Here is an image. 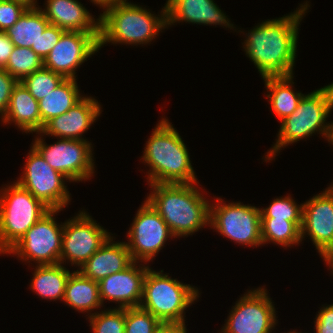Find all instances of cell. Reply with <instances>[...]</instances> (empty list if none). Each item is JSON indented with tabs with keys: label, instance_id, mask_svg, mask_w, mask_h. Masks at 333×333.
Returning a JSON list of instances; mask_svg holds the SVG:
<instances>
[{
	"label": "cell",
	"instance_id": "cell-1",
	"mask_svg": "<svg viewBox=\"0 0 333 333\" xmlns=\"http://www.w3.org/2000/svg\"><path fill=\"white\" fill-rule=\"evenodd\" d=\"M303 4L293 13L262 21L248 32L243 48L262 78L293 75L298 27L309 7L307 2Z\"/></svg>",
	"mask_w": 333,
	"mask_h": 333
},
{
	"label": "cell",
	"instance_id": "cell-2",
	"mask_svg": "<svg viewBox=\"0 0 333 333\" xmlns=\"http://www.w3.org/2000/svg\"><path fill=\"white\" fill-rule=\"evenodd\" d=\"M195 184L198 183L149 184L153 191L146 201L167 223L174 238L192 235L205 225L209 226L210 203Z\"/></svg>",
	"mask_w": 333,
	"mask_h": 333
},
{
	"label": "cell",
	"instance_id": "cell-3",
	"mask_svg": "<svg viewBox=\"0 0 333 333\" xmlns=\"http://www.w3.org/2000/svg\"><path fill=\"white\" fill-rule=\"evenodd\" d=\"M146 142L142 160L151 168L148 183H198L188 149L168 119L162 118Z\"/></svg>",
	"mask_w": 333,
	"mask_h": 333
},
{
	"label": "cell",
	"instance_id": "cell-4",
	"mask_svg": "<svg viewBox=\"0 0 333 333\" xmlns=\"http://www.w3.org/2000/svg\"><path fill=\"white\" fill-rule=\"evenodd\" d=\"M160 13L156 17L142 6L127 0L116 2L100 14L99 48L108 42L130 45L151 42L167 27L166 5Z\"/></svg>",
	"mask_w": 333,
	"mask_h": 333
},
{
	"label": "cell",
	"instance_id": "cell-5",
	"mask_svg": "<svg viewBox=\"0 0 333 333\" xmlns=\"http://www.w3.org/2000/svg\"><path fill=\"white\" fill-rule=\"evenodd\" d=\"M333 109V83L304 94L296 110L281 121L276 143L267 152L265 161L272 160L281 148L319 132L333 145V122L326 118ZM326 122V123H325Z\"/></svg>",
	"mask_w": 333,
	"mask_h": 333
},
{
	"label": "cell",
	"instance_id": "cell-6",
	"mask_svg": "<svg viewBox=\"0 0 333 333\" xmlns=\"http://www.w3.org/2000/svg\"><path fill=\"white\" fill-rule=\"evenodd\" d=\"M162 273L163 270L156 272L148 268L139 307L162 324L185 326V310L197 300L199 291Z\"/></svg>",
	"mask_w": 333,
	"mask_h": 333
},
{
	"label": "cell",
	"instance_id": "cell-7",
	"mask_svg": "<svg viewBox=\"0 0 333 333\" xmlns=\"http://www.w3.org/2000/svg\"><path fill=\"white\" fill-rule=\"evenodd\" d=\"M51 209L16 182L0 192V254L7 252Z\"/></svg>",
	"mask_w": 333,
	"mask_h": 333
},
{
	"label": "cell",
	"instance_id": "cell-8",
	"mask_svg": "<svg viewBox=\"0 0 333 333\" xmlns=\"http://www.w3.org/2000/svg\"><path fill=\"white\" fill-rule=\"evenodd\" d=\"M210 204L209 226L222 236L242 245H262L261 208L241 202L224 203L222 198Z\"/></svg>",
	"mask_w": 333,
	"mask_h": 333
},
{
	"label": "cell",
	"instance_id": "cell-9",
	"mask_svg": "<svg viewBox=\"0 0 333 333\" xmlns=\"http://www.w3.org/2000/svg\"><path fill=\"white\" fill-rule=\"evenodd\" d=\"M61 210H50L7 252L18 255L23 261H36L37 265L60 263L63 226L57 225L55 214Z\"/></svg>",
	"mask_w": 333,
	"mask_h": 333
},
{
	"label": "cell",
	"instance_id": "cell-10",
	"mask_svg": "<svg viewBox=\"0 0 333 333\" xmlns=\"http://www.w3.org/2000/svg\"><path fill=\"white\" fill-rule=\"evenodd\" d=\"M28 154L23 175L16 183L51 210H63L70 201L69 191L64 185L69 179L50 167L33 146Z\"/></svg>",
	"mask_w": 333,
	"mask_h": 333
},
{
	"label": "cell",
	"instance_id": "cell-11",
	"mask_svg": "<svg viewBox=\"0 0 333 333\" xmlns=\"http://www.w3.org/2000/svg\"><path fill=\"white\" fill-rule=\"evenodd\" d=\"M91 142L86 140L60 139L47 145L42 137H36L32 146L54 170L69 181L88 180L94 174Z\"/></svg>",
	"mask_w": 333,
	"mask_h": 333
},
{
	"label": "cell",
	"instance_id": "cell-12",
	"mask_svg": "<svg viewBox=\"0 0 333 333\" xmlns=\"http://www.w3.org/2000/svg\"><path fill=\"white\" fill-rule=\"evenodd\" d=\"M229 313L221 333H270L277 319L267 289L248 290Z\"/></svg>",
	"mask_w": 333,
	"mask_h": 333
},
{
	"label": "cell",
	"instance_id": "cell-13",
	"mask_svg": "<svg viewBox=\"0 0 333 333\" xmlns=\"http://www.w3.org/2000/svg\"><path fill=\"white\" fill-rule=\"evenodd\" d=\"M127 248L133 261L149 262L163 248L167 238H173L167 223L145 200L138 209L127 233Z\"/></svg>",
	"mask_w": 333,
	"mask_h": 333
},
{
	"label": "cell",
	"instance_id": "cell-14",
	"mask_svg": "<svg viewBox=\"0 0 333 333\" xmlns=\"http://www.w3.org/2000/svg\"><path fill=\"white\" fill-rule=\"evenodd\" d=\"M110 233L85 211L68 219L63 226L60 263L66 260L80 268L107 240ZM65 260V261H64Z\"/></svg>",
	"mask_w": 333,
	"mask_h": 333
},
{
	"label": "cell",
	"instance_id": "cell-15",
	"mask_svg": "<svg viewBox=\"0 0 333 333\" xmlns=\"http://www.w3.org/2000/svg\"><path fill=\"white\" fill-rule=\"evenodd\" d=\"M99 38L100 33L65 31L44 58L43 67L76 79V69L100 49Z\"/></svg>",
	"mask_w": 333,
	"mask_h": 333
},
{
	"label": "cell",
	"instance_id": "cell-16",
	"mask_svg": "<svg viewBox=\"0 0 333 333\" xmlns=\"http://www.w3.org/2000/svg\"><path fill=\"white\" fill-rule=\"evenodd\" d=\"M302 204L301 239L309 235L321 255L333 244V193L326 188Z\"/></svg>",
	"mask_w": 333,
	"mask_h": 333
},
{
	"label": "cell",
	"instance_id": "cell-17",
	"mask_svg": "<svg viewBox=\"0 0 333 333\" xmlns=\"http://www.w3.org/2000/svg\"><path fill=\"white\" fill-rule=\"evenodd\" d=\"M134 261L121 272L113 273L98 282L100 299L118 302L119 308L139 307L149 266Z\"/></svg>",
	"mask_w": 333,
	"mask_h": 333
},
{
	"label": "cell",
	"instance_id": "cell-18",
	"mask_svg": "<svg viewBox=\"0 0 333 333\" xmlns=\"http://www.w3.org/2000/svg\"><path fill=\"white\" fill-rule=\"evenodd\" d=\"M101 111L95 98L85 96L66 113L48 121L38 134L59 139L85 140L81 136L96 121Z\"/></svg>",
	"mask_w": 333,
	"mask_h": 333
},
{
	"label": "cell",
	"instance_id": "cell-19",
	"mask_svg": "<svg viewBox=\"0 0 333 333\" xmlns=\"http://www.w3.org/2000/svg\"><path fill=\"white\" fill-rule=\"evenodd\" d=\"M214 2V0H167V26L174 25L178 21H186L193 24H213L234 29V25Z\"/></svg>",
	"mask_w": 333,
	"mask_h": 333
},
{
	"label": "cell",
	"instance_id": "cell-20",
	"mask_svg": "<svg viewBox=\"0 0 333 333\" xmlns=\"http://www.w3.org/2000/svg\"><path fill=\"white\" fill-rule=\"evenodd\" d=\"M133 262L126 242L115 243L110 235L78 271L85 277L99 282L110 274L123 271Z\"/></svg>",
	"mask_w": 333,
	"mask_h": 333
},
{
	"label": "cell",
	"instance_id": "cell-21",
	"mask_svg": "<svg viewBox=\"0 0 333 333\" xmlns=\"http://www.w3.org/2000/svg\"><path fill=\"white\" fill-rule=\"evenodd\" d=\"M42 10L51 25L64 31L100 33V16L95 21L77 0H47Z\"/></svg>",
	"mask_w": 333,
	"mask_h": 333
},
{
	"label": "cell",
	"instance_id": "cell-22",
	"mask_svg": "<svg viewBox=\"0 0 333 333\" xmlns=\"http://www.w3.org/2000/svg\"><path fill=\"white\" fill-rule=\"evenodd\" d=\"M1 119L5 125L13 122L25 133L42 131L38 101L21 82L13 88L8 108Z\"/></svg>",
	"mask_w": 333,
	"mask_h": 333
},
{
	"label": "cell",
	"instance_id": "cell-23",
	"mask_svg": "<svg viewBox=\"0 0 333 333\" xmlns=\"http://www.w3.org/2000/svg\"><path fill=\"white\" fill-rule=\"evenodd\" d=\"M50 24L42 9L27 8L18 21L5 33L16 47L31 48L38 55V40Z\"/></svg>",
	"mask_w": 333,
	"mask_h": 333
},
{
	"label": "cell",
	"instance_id": "cell-24",
	"mask_svg": "<svg viewBox=\"0 0 333 333\" xmlns=\"http://www.w3.org/2000/svg\"><path fill=\"white\" fill-rule=\"evenodd\" d=\"M63 301L78 312H92L102 306L98 282L76 270L70 274ZM92 310V311H91Z\"/></svg>",
	"mask_w": 333,
	"mask_h": 333
},
{
	"label": "cell",
	"instance_id": "cell-25",
	"mask_svg": "<svg viewBox=\"0 0 333 333\" xmlns=\"http://www.w3.org/2000/svg\"><path fill=\"white\" fill-rule=\"evenodd\" d=\"M76 80L65 78L52 92L38 101L42 129L48 121L66 113L83 98Z\"/></svg>",
	"mask_w": 333,
	"mask_h": 333
},
{
	"label": "cell",
	"instance_id": "cell-26",
	"mask_svg": "<svg viewBox=\"0 0 333 333\" xmlns=\"http://www.w3.org/2000/svg\"><path fill=\"white\" fill-rule=\"evenodd\" d=\"M292 79L293 75L263 78L265 87L269 90L266 96L270 98L271 109L280 121L296 110L304 96L301 92L292 90Z\"/></svg>",
	"mask_w": 333,
	"mask_h": 333
},
{
	"label": "cell",
	"instance_id": "cell-27",
	"mask_svg": "<svg viewBox=\"0 0 333 333\" xmlns=\"http://www.w3.org/2000/svg\"><path fill=\"white\" fill-rule=\"evenodd\" d=\"M30 288L43 299L62 300L71 272L61 263L36 265Z\"/></svg>",
	"mask_w": 333,
	"mask_h": 333
},
{
	"label": "cell",
	"instance_id": "cell-28",
	"mask_svg": "<svg viewBox=\"0 0 333 333\" xmlns=\"http://www.w3.org/2000/svg\"><path fill=\"white\" fill-rule=\"evenodd\" d=\"M302 223H293L288 220L275 218H261V238L263 244L273 242L275 244L290 247L299 244L301 239Z\"/></svg>",
	"mask_w": 333,
	"mask_h": 333
},
{
	"label": "cell",
	"instance_id": "cell-29",
	"mask_svg": "<svg viewBox=\"0 0 333 333\" xmlns=\"http://www.w3.org/2000/svg\"><path fill=\"white\" fill-rule=\"evenodd\" d=\"M43 67V59L31 48L14 47L3 67L18 82Z\"/></svg>",
	"mask_w": 333,
	"mask_h": 333
},
{
	"label": "cell",
	"instance_id": "cell-30",
	"mask_svg": "<svg viewBox=\"0 0 333 333\" xmlns=\"http://www.w3.org/2000/svg\"><path fill=\"white\" fill-rule=\"evenodd\" d=\"M64 79L65 77L61 74L42 67L25 77L21 83L26 87L30 94L39 101L52 92V90H54Z\"/></svg>",
	"mask_w": 333,
	"mask_h": 333
},
{
	"label": "cell",
	"instance_id": "cell-31",
	"mask_svg": "<svg viewBox=\"0 0 333 333\" xmlns=\"http://www.w3.org/2000/svg\"><path fill=\"white\" fill-rule=\"evenodd\" d=\"M94 333H124L125 308H114L88 316Z\"/></svg>",
	"mask_w": 333,
	"mask_h": 333
},
{
	"label": "cell",
	"instance_id": "cell-32",
	"mask_svg": "<svg viewBox=\"0 0 333 333\" xmlns=\"http://www.w3.org/2000/svg\"><path fill=\"white\" fill-rule=\"evenodd\" d=\"M269 207L261 208V218H275L302 223L303 204L297 205L291 196L276 198Z\"/></svg>",
	"mask_w": 333,
	"mask_h": 333
},
{
	"label": "cell",
	"instance_id": "cell-33",
	"mask_svg": "<svg viewBox=\"0 0 333 333\" xmlns=\"http://www.w3.org/2000/svg\"><path fill=\"white\" fill-rule=\"evenodd\" d=\"M162 323L141 307L125 308L124 333H155Z\"/></svg>",
	"mask_w": 333,
	"mask_h": 333
},
{
	"label": "cell",
	"instance_id": "cell-34",
	"mask_svg": "<svg viewBox=\"0 0 333 333\" xmlns=\"http://www.w3.org/2000/svg\"><path fill=\"white\" fill-rule=\"evenodd\" d=\"M27 8L13 0H0V31L12 27Z\"/></svg>",
	"mask_w": 333,
	"mask_h": 333
},
{
	"label": "cell",
	"instance_id": "cell-35",
	"mask_svg": "<svg viewBox=\"0 0 333 333\" xmlns=\"http://www.w3.org/2000/svg\"><path fill=\"white\" fill-rule=\"evenodd\" d=\"M65 31L56 25L49 24L40 35L38 40V55L44 60L52 48L60 40L61 35Z\"/></svg>",
	"mask_w": 333,
	"mask_h": 333
},
{
	"label": "cell",
	"instance_id": "cell-36",
	"mask_svg": "<svg viewBox=\"0 0 333 333\" xmlns=\"http://www.w3.org/2000/svg\"><path fill=\"white\" fill-rule=\"evenodd\" d=\"M18 81L12 77L5 69L0 68V115L4 116L11 97L13 88Z\"/></svg>",
	"mask_w": 333,
	"mask_h": 333
},
{
	"label": "cell",
	"instance_id": "cell-37",
	"mask_svg": "<svg viewBox=\"0 0 333 333\" xmlns=\"http://www.w3.org/2000/svg\"><path fill=\"white\" fill-rule=\"evenodd\" d=\"M315 319L316 333H333V304L322 307Z\"/></svg>",
	"mask_w": 333,
	"mask_h": 333
},
{
	"label": "cell",
	"instance_id": "cell-38",
	"mask_svg": "<svg viewBox=\"0 0 333 333\" xmlns=\"http://www.w3.org/2000/svg\"><path fill=\"white\" fill-rule=\"evenodd\" d=\"M14 47V44L5 31H0V68L6 65Z\"/></svg>",
	"mask_w": 333,
	"mask_h": 333
},
{
	"label": "cell",
	"instance_id": "cell-39",
	"mask_svg": "<svg viewBox=\"0 0 333 333\" xmlns=\"http://www.w3.org/2000/svg\"><path fill=\"white\" fill-rule=\"evenodd\" d=\"M186 326L177 324H162L155 333H187Z\"/></svg>",
	"mask_w": 333,
	"mask_h": 333
},
{
	"label": "cell",
	"instance_id": "cell-40",
	"mask_svg": "<svg viewBox=\"0 0 333 333\" xmlns=\"http://www.w3.org/2000/svg\"><path fill=\"white\" fill-rule=\"evenodd\" d=\"M322 258L324 259V261L326 262V264L331 267L330 269H332L331 273L333 274V244L326 249L322 254H321Z\"/></svg>",
	"mask_w": 333,
	"mask_h": 333
},
{
	"label": "cell",
	"instance_id": "cell-41",
	"mask_svg": "<svg viewBox=\"0 0 333 333\" xmlns=\"http://www.w3.org/2000/svg\"><path fill=\"white\" fill-rule=\"evenodd\" d=\"M118 1L120 0H91L92 3L99 5L103 10L113 6Z\"/></svg>",
	"mask_w": 333,
	"mask_h": 333
},
{
	"label": "cell",
	"instance_id": "cell-42",
	"mask_svg": "<svg viewBox=\"0 0 333 333\" xmlns=\"http://www.w3.org/2000/svg\"><path fill=\"white\" fill-rule=\"evenodd\" d=\"M23 4L26 8H37V0H13Z\"/></svg>",
	"mask_w": 333,
	"mask_h": 333
},
{
	"label": "cell",
	"instance_id": "cell-43",
	"mask_svg": "<svg viewBox=\"0 0 333 333\" xmlns=\"http://www.w3.org/2000/svg\"><path fill=\"white\" fill-rule=\"evenodd\" d=\"M328 189L333 193V184L328 187Z\"/></svg>",
	"mask_w": 333,
	"mask_h": 333
}]
</instances>
